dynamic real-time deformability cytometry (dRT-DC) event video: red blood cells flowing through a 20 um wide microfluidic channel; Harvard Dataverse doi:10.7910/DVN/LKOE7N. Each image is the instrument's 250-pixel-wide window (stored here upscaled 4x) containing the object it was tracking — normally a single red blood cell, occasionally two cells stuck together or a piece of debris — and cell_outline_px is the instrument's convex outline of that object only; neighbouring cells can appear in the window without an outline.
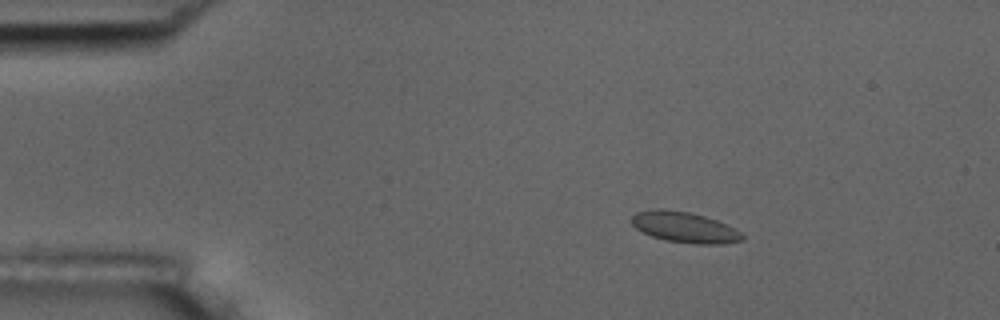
{"species": "common noctule bat (a hibernating species)", "species_latin": "Nyctalus noctula", "temperature_condition": "room temperature", "stored_images_in_passage": 6, "camera_frame_rate_fps": 3000, "um_per_image_px": 0.085, "animal": {"sex": "male", "body_mass_g": 17.5, "forearm_length_mm": 52.3}, "frame": {"image": 1, "passage_image": 3, "time_ms": 2.333, "image_size_px": [1000, 320], "cell_outline_px": [[744, 240], [724, 244], [696, 244], [664, 240], [652, 236], [636, 228], [628, 220], [636, 212], [660, 208], [688, 212], [704, 216], [716, 220], [740, 232], [744, 236]], "centroid_in_image_um": [58.16, 19.32], "position_along_channel_um": 26.8, "area_um2": 19.71}}